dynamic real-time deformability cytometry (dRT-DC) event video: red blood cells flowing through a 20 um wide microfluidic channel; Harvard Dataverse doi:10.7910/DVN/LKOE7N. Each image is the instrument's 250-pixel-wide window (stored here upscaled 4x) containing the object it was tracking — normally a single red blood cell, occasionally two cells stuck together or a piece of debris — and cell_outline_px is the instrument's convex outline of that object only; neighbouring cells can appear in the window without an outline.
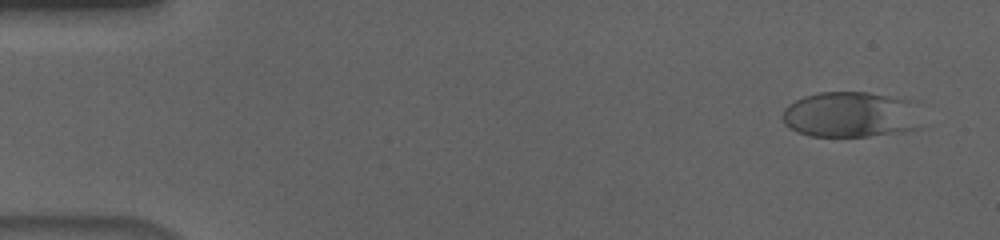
{"species": "human", "species_latin": "Homo sapiens", "temperature_condition": "cold", "stored_images_in_passage": 55, "camera_frame_rate_fps": 3000, "um_per_image_px": 0.085, "donor": {"sex": "male"}, "frame": {"image": 1, "passage_image": 3, "time_ms": 0.667, "image_size_px": [1000, 240], "cell_outline_px": [[920, 128], [868, 136], [812, 136], [796, 132], [784, 124], [784, 108], [788, 104], [804, 96], [820, 92], [868, 92], [912, 100]], "centroid_in_image_um": [72.26, 9.73], "position_along_channel_um": 12.7, "area_um2": 36.7}}
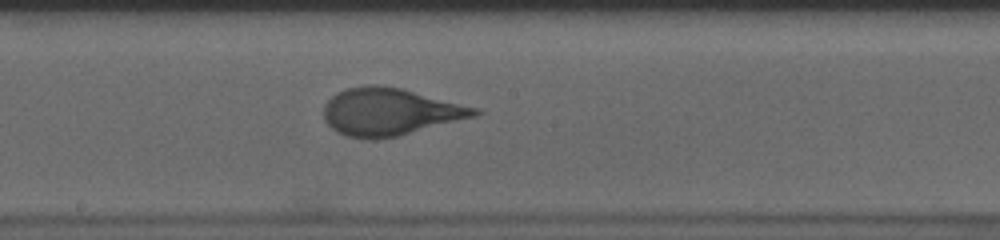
{"frame": {"image": 2, "passage_image": 30, "time_ms": 9.667, "image_size_px": [1000, 240], "cell_outline_px": [[484, 112], [476, 116], [396, 136], [376, 140], [364, 140], [348, 136], [336, 132], [324, 120], [324, 104], [336, 92], [348, 88], [368, 84], [376, 84], [400, 88], [480, 108]], "centroid_in_image_um": [33.12, 9.5], "position_along_channel_um": 215.1, "area_um2": 41.67}}
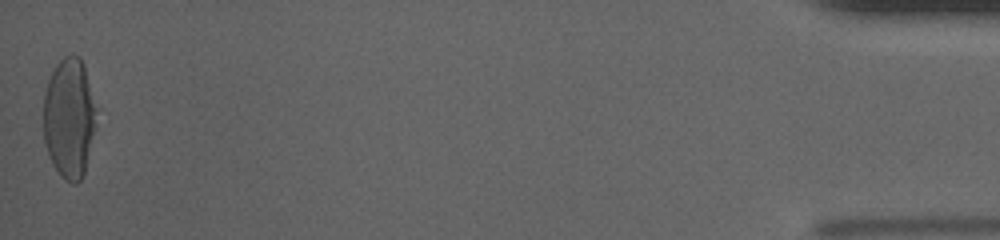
{"frame": {"image": 3, "passage_image": 55, "time_ms": 18.0, "image_size_px": [1000, 240], "cell_outline_px": [[96, 124], [84, 172], [80, 180], [76, 184], [72, 184], [64, 180], [60, 176], [52, 164], [48, 156], [44, 140], [44, 92], [48, 80], [56, 64], [64, 56], [72, 52], [80, 56], [84, 64], [96, 108]], "centroid_in_image_um": [5.87, 10.02], "position_along_channel_um": 429.3, "area_um2": 37.34}, "authors_computed_cell_mechanics": {"area_um2": 39.882, "velocity_mm_per_s": 3.6823, "shape_relaxation_time_tau1_ms": 4.8949, "shape_relaxation_time_tau2_ms": null, "deformation_change_tau1": 0.1889, "deformation_change_tau2": null}}